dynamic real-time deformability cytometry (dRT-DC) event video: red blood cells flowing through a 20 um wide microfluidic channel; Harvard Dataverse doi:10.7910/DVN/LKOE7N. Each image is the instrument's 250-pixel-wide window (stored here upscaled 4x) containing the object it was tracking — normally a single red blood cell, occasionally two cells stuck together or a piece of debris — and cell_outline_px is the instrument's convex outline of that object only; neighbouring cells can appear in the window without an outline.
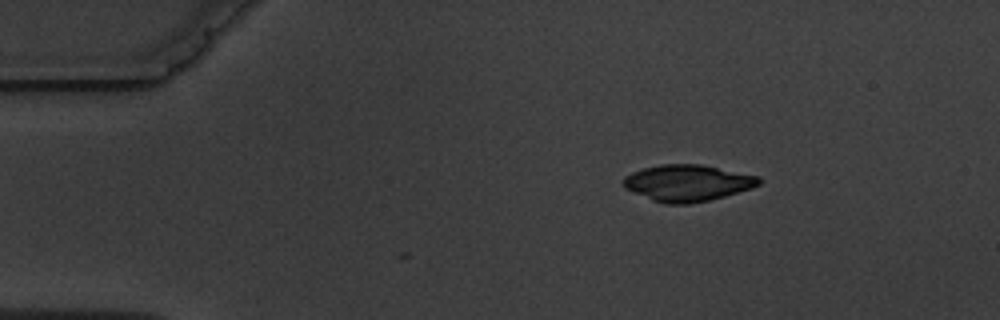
{"species": "common noctule bat (a hibernating species)", "species_latin": "Nyctalus noctula", "temperature_condition": "warm", "stored_images_in_passage": 3, "camera_frame_rate_fps": 3000, "um_per_image_px": 0.085, "animal": {"sex": "male", "body_mass_g": 19.5, "forearm_length_mm": 54.6}, "frame": {"image": 1, "passage_image": 1, "time_ms": 0.0, "image_size_px": [1000, 320], "cell_outline_px": [[764, 180], [760, 184], [752, 188], [724, 196], [708, 200], [688, 204], [668, 204], [652, 200], [624, 188], [624, 176], [632, 172], [644, 168], [660, 164], [700, 164], [760, 176]], "centroid_in_image_um": [58.46, 15.54], "position_along_channel_um": 26.5, "area_um2": 28.78}}